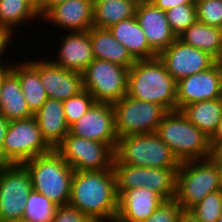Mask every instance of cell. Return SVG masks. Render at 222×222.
Returning <instances> with one entry per match:
<instances>
[{"label": "cell", "instance_id": "obj_1", "mask_svg": "<svg viewBox=\"0 0 222 222\" xmlns=\"http://www.w3.org/2000/svg\"><path fill=\"white\" fill-rule=\"evenodd\" d=\"M69 205L93 222L115 221L118 195L114 170L74 171Z\"/></svg>", "mask_w": 222, "mask_h": 222}, {"label": "cell", "instance_id": "obj_2", "mask_svg": "<svg viewBox=\"0 0 222 222\" xmlns=\"http://www.w3.org/2000/svg\"><path fill=\"white\" fill-rule=\"evenodd\" d=\"M176 80L160 59L136 60L129 68L127 96L176 111Z\"/></svg>", "mask_w": 222, "mask_h": 222}, {"label": "cell", "instance_id": "obj_3", "mask_svg": "<svg viewBox=\"0 0 222 222\" xmlns=\"http://www.w3.org/2000/svg\"><path fill=\"white\" fill-rule=\"evenodd\" d=\"M22 165L31 176L33 190L57 206L69 204L74 170L54 149Z\"/></svg>", "mask_w": 222, "mask_h": 222}, {"label": "cell", "instance_id": "obj_4", "mask_svg": "<svg viewBox=\"0 0 222 222\" xmlns=\"http://www.w3.org/2000/svg\"><path fill=\"white\" fill-rule=\"evenodd\" d=\"M156 134L180 162L213 156L210 138L189 122L181 111H169L158 125Z\"/></svg>", "mask_w": 222, "mask_h": 222}, {"label": "cell", "instance_id": "obj_5", "mask_svg": "<svg viewBox=\"0 0 222 222\" xmlns=\"http://www.w3.org/2000/svg\"><path fill=\"white\" fill-rule=\"evenodd\" d=\"M221 189V169L214 156L181 162L177 170L175 200L183 210H189L209 193Z\"/></svg>", "mask_w": 222, "mask_h": 222}, {"label": "cell", "instance_id": "obj_6", "mask_svg": "<svg viewBox=\"0 0 222 222\" xmlns=\"http://www.w3.org/2000/svg\"><path fill=\"white\" fill-rule=\"evenodd\" d=\"M114 164L138 167L179 168L181 162L156 133L119 137Z\"/></svg>", "mask_w": 222, "mask_h": 222}, {"label": "cell", "instance_id": "obj_7", "mask_svg": "<svg viewBox=\"0 0 222 222\" xmlns=\"http://www.w3.org/2000/svg\"><path fill=\"white\" fill-rule=\"evenodd\" d=\"M53 149L43 139L34 116L9 121L2 149V164H20Z\"/></svg>", "mask_w": 222, "mask_h": 222}, {"label": "cell", "instance_id": "obj_8", "mask_svg": "<svg viewBox=\"0 0 222 222\" xmlns=\"http://www.w3.org/2000/svg\"><path fill=\"white\" fill-rule=\"evenodd\" d=\"M115 148L68 133L54 150L74 171H102L113 169Z\"/></svg>", "mask_w": 222, "mask_h": 222}, {"label": "cell", "instance_id": "obj_9", "mask_svg": "<svg viewBox=\"0 0 222 222\" xmlns=\"http://www.w3.org/2000/svg\"><path fill=\"white\" fill-rule=\"evenodd\" d=\"M128 73L126 67L94 58L82 73L83 89L96 102L116 103L126 96Z\"/></svg>", "mask_w": 222, "mask_h": 222}, {"label": "cell", "instance_id": "obj_10", "mask_svg": "<svg viewBox=\"0 0 222 222\" xmlns=\"http://www.w3.org/2000/svg\"><path fill=\"white\" fill-rule=\"evenodd\" d=\"M115 113L117 137L156 133L168 111L161 105L140 101L130 96L112 104Z\"/></svg>", "mask_w": 222, "mask_h": 222}, {"label": "cell", "instance_id": "obj_11", "mask_svg": "<svg viewBox=\"0 0 222 222\" xmlns=\"http://www.w3.org/2000/svg\"><path fill=\"white\" fill-rule=\"evenodd\" d=\"M116 190L147 188L164 200L175 199L178 168L138 167L113 164Z\"/></svg>", "mask_w": 222, "mask_h": 222}, {"label": "cell", "instance_id": "obj_12", "mask_svg": "<svg viewBox=\"0 0 222 222\" xmlns=\"http://www.w3.org/2000/svg\"><path fill=\"white\" fill-rule=\"evenodd\" d=\"M32 190L31 176L23 165H0V222L21 219Z\"/></svg>", "mask_w": 222, "mask_h": 222}, {"label": "cell", "instance_id": "obj_13", "mask_svg": "<svg viewBox=\"0 0 222 222\" xmlns=\"http://www.w3.org/2000/svg\"><path fill=\"white\" fill-rule=\"evenodd\" d=\"M222 98V61L180 81L176 87V110L198 101Z\"/></svg>", "mask_w": 222, "mask_h": 222}, {"label": "cell", "instance_id": "obj_14", "mask_svg": "<svg viewBox=\"0 0 222 222\" xmlns=\"http://www.w3.org/2000/svg\"><path fill=\"white\" fill-rule=\"evenodd\" d=\"M157 57L176 82L207 70L217 62L210 54L185 44L178 38Z\"/></svg>", "mask_w": 222, "mask_h": 222}, {"label": "cell", "instance_id": "obj_15", "mask_svg": "<svg viewBox=\"0 0 222 222\" xmlns=\"http://www.w3.org/2000/svg\"><path fill=\"white\" fill-rule=\"evenodd\" d=\"M69 133L108 145H117L115 113L112 104L95 102L78 121L69 127Z\"/></svg>", "mask_w": 222, "mask_h": 222}, {"label": "cell", "instance_id": "obj_16", "mask_svg": "<svg viewBox=\"0 0 222 222\" xmlns=\"http://www.w3.org/2000/svg\"><path fill=\"white\" fill-rule=\"evenodd\" d=\"M135 17L146 35L149 46L159 54L176 39L168 24L166 12L157 8L150 0H139Z\"/></svg>", "mask_w": 222, "mask_h": 222}, {"label": "cell", "instance_id": "obj_17", "mask_svg": "<svg viewBox=\"0 0 222 222\" xmlns=\"http://www.w3.org/2000/svg\"><path fill=\"white\" fill-rule=\"evenodd\" d=\"M39 75L48 98L65 101L83 90L82 73L66 70L51 60H39Z\"/></svg>", "mask_w": 222, "mask_h": 222}, {"label": "cell", "instance_id": "obj_18", "mask_svg": "<svg viewBox=\"0 0 222 222\" xmlns=\"http://www.w3.org/2000/svg\"><path fill=\"white\" fill-rule=\"evenodd\" d=\"M93 11L92 0H67L53 5L41 19L68 32L88 31L93 27Z\"/></svg>", "mask_w": 222, "mask_h": 222}, {"label": "cell", "instance_id": "obj_19", "mask_svg": "<svg viewBox=\"0 0 222 222\" xmlns=\"http://www.w3.org/2000/svg\"><path fill=\"white\" fill-rule=\"evenodd\" d=\"M118 195L117 222H143L152 215L164 199L147 188L116 190Z\"/></svg>", "mask_w": 222, "mask_h": 222}, {"label": "cell", "instance_id": "obj_20", "mask_svg": "<svg viewBox=\"0 0 222 222\" xmlns=\"http://www.w3.org/2000/svg\"><path fill=\"white\" fill-rule=\"evenodd\" d=\"M63 37L57 59L51 62L66 70L83 73L94 59L88 31L69 32Z\"/></svg>", "mask_w": 222, "mask_h": 222}, {"label": "cell", "instance_id": "obj_21", "mask_svg": "<svg viewBox=\"0 0 222 222\" xmlns=\"http://www.w3.org/2000/svg\"><path fill=\"white\" fill-rule=\"evenodd\" d=\"M34 117L38 122L43 139L52 149H55L69 133L63 101L48 98Z\"/></svg>", "mask_w": 222, "mask_h": 222}, {"label": "cell", "instance_id": "obj_22", "mask_svg": "<svg viewBox=\"0 0 222 222\" xmlns=\"http://www.w3.org/2000/svg\"><path fill=\"white\" fill-rule=\"evenodd\" d=\"M109 31L135 60H150L158 54L149 46L146 35L135 16L110 26Z\"/></svg>", "mask_w": 222, "mask_h": 222}, {"label": "cell", "instance_id": "obj_23", "mask_svg": "<svg viewBox=\"0 0 222 222\" xmlns=\"http://www.w3.org/2000/svg\"><path fill=\"white\" fill-rule=\"evenodd\" d=\"M0 114L8 121L34 116L24 98L18 76L9 69L0 84Z\"/></svg>", "mask_w": 222, "mask_h": 222}, {"label": "cell", "instance_id": "obj_24", "mask_svg": "<svg viewBox=\"0 0 222 222\" xmlns=\"http://www.w3.org/2000/svg\"><path fill=\"white\" fill-rule=\"evenodd\" d=\"M88 33L95 59L109 61L128 69L135 63L136 60L127 48L115 39L109 29L93 26L88 30Z\"/></svg>", "mask_w": 222, "mask_h": 222}, {"label": "cell", "instance_id": "obj_25", "mask_svg": "<svg viewBox=\"0 0 222 222\" xmlns=\"http://www.w3.org/2000/svg\"><path fill=\"white\" fill-rule=\"evenodd\" d=\"M10 69L18 76L28 108L35 114L48 99L40 80L39 61L12 63Z\"/></svg>", "mask_w": 222, "mask_h": 222}, {"label": "cell", "instance_id": "obj_26", "mask_svg": "<svg viewBox=\"0 0 222 222\" xmlns=\"http://www.w3.org/2000/svg\"><path fill=\"white\" fill-rule=\"evenodd\" d=\"M37 18L41 19V15L35 0H0V31L11 38L19 31V25Z\"/></svg>", "mask_w": 222, "mask_h": 222}, {"label": "cell", "instance_id": "obj_27", "mask_svg": "<svg viewBox=\"0 0 222 222\" xmlns=\"http://www.w3.org/2000/svg\"><path fill=\"white\" fill-rule=\"evenodd\" d=\"M180 111L189 122L211 138L222 119V98L194 102Z\"/></svg>", "mask_w": 222, "mask_h": 222}, {"label": "cell", "instance_id": "obj_28", "mask_svg": "<svg viewBox=\"0 0 222 222\" xmlns=\"http://www.w3.org/2000/svg\"><path fill=\"white\" fill-rule=\"evenodd\" d=\"M178 39L210 54L217 61H222V42L219 28L196 21L179 35Z\"/></svg>", "mask_w": 222, "mask_h": 222}, {"label": "cell", "instance_id": "obj_29", "mask_svg": "<svg viewBox=\"0 0 222 222\" xmlns=\"http://www.w3.org/2000/svg\"><path fill=\"white\" fill-rule=\"evenodd\" d=\"M139 0H114L106 3H93V26L109 28L113 24L135 16Z\"/></svg>", "mask_w": 222, "mask_h": 222}, {"label": "cell", "instance_id": "obj_30", "mask_svg": "<svg viewBox=\"0 0 222 222\" xmlns=\"http://www.w3.org/2000/svg\"><path fill=\"white\" fill-rule=\"evenodd\" d=\"M56 207L49 198L32 190L26 200L23 218L33 222H51Z\"/></svg>", "mask_w": 222, "mask_h": 222}, {"label": "cell", "instance_id": "obj_31", "mask_svg": "<svg viewBox=\"0 0 222 222\" xmlns=\"http://www.w3.org/2000/svg\"><path fill=\"white\" fill-rule=\"evenodd\" d=\"M165 12L168 24L177 38L197 21L195 4L175 6Z\"/></svg>", "mask_w": 222, "mask_h": 222}, {"label": "cell", "instance_id": "obj_32", "mask_svg": "<svg viewBox=\"0 0 222 222\" xmlns=\"http://www.w3.org/2000/svg\"><path fill=\"white\" fill-rule=\"evenodd\" d=\"M222 189L206 195L200 202L189 210L200 222H217L221 217Z\"/></svg>", "mask_w": 222, "mask_h": 222}, {"label": "cell", "instance_id": "obj_33", "mask_svg": "<svg viewBox=\"0 0 222 222\" xmlns=\"http://www.w3.org/2000/svg\"><path fill=\"white\" fill-rule=\"evenodd\" d=\"M95 102L93 96L85 89L63 101V110L68 126L70 127L78 121Z\"/></svg>", "mask_w": 222, "mask_h": 222}, {"label": "cell", "instance_id": "obj_34", "mask_svg": "<svg viewBox=\"0 0 222 222\" xmlns=\"http://www.w3.org/2000/svg\"><path fill=\"white\" fill-rule=\"evenodd\" d=\"M197 21L213 27L222 24V0H197Z\"/></svg>", "mask_w": 222, "mask_h": 222}, {"label": "cell", "instance_id": "obj_35", "mask_svg": "<svg viewBox=\"0 0 222 222\" xmlns=\"http://www.w3.org/2000/svg\"><path fill=\"white\" fill-rule=\"evenodd\" d=\"M183 208L175 200H164L156 211L143 222H177Z\"/></svg>", "mask_w": 222, "mask_h": 222}, {"label": "cell", "instance_id": "obj_36", "mask_svg": "<svg viewBox=\"0 0 222 222\" xmlns=\"http://www.w3.org/2000/svg\"><path fill=\"white\" fill-rule=\"evenodd\" d=\"M51 222H92L77 208L67 205L57 206Z\"/></svg>", "mask_w": 222, "mask_h": 222}, {"label": "cell", "instance_id": "obj_37", "mask_svg": "<svg viewBox=\"0 0 222 222\" xmlns=\"http://www.w3.org/2000/svg\"><path fill=\"white\" fill-rule=\"evenodd\" d=\"M153 4L161 9L168 10L175 6L184 5V4H195L197 0H150Z\"/></svg>", "mask_w": 222, "mask_h": 222}, {"label": "cell", "instance_id": "obj_38", "mask_svg": "<svg viewBox=\"0 0 222 222\" xmlns=\"http://www.w3.org/2000/svg\"><path fill=\"white\" fill-rule=\"evenodd\" d=\"M210 146L213 153H215L222 146V119L219 122L216 132L210 138Z\"/></svg>", "mask_w": 222, "mask_h": 222}, {"label": "cell", "instance_id": "obj_39", "mask_svg": "<svg viewBox=\"0 0 222 222\" xmlns=\"http://www.w3.org/2000/svg\"><path fill=\"white\" fill-rule=\"evenodd\" d=\"M9 121L0 114V165H2V149Z\"/></svg>", "mask_w": 222, "mask_h": 222}, {"label": "cell", "instance_id": "obj_40", "mask_svg": "<svg viewBox=\"0 0 222 222\" xmlns=\"http://www.w3.org/2000/svg\"><path fill=\"white\" fill-rule=\"evenodd\" d=\"M67 0H39L37 7L41 17L53 6Z\"/></svg>", "mask_w": 222, "mask_h": 222}, {"label": "cell", "instance_id": "obj_41", "mask_svg": "<svg viewBox=\"0 0 222 222\" xmlns=\"http://www.w3.org/2000/svg\"><path fill=\"white\" fill-rule=\"evenodd\" d=\"M11 38L7 33L0 31V65L4 64V61H2V55L3 53H6L5 51L8 50L7 46H10V41H12Z\"/></svg>", "mask_w": 222, "mask_h": 222}, {"label": "cell", "instance_id": "obj_42", "mask_svg": "<svg viewBox=\"0 0 222 222\" xmlns=\"http://www.w3.org/2000/svg\"><path fill=\"white\" fill-rule=\"evenodd\" d=\"M177 222H200L190 210H182Z\"/></svg>", "mask_w": 222, "mask_h": 222}, {"label": "cell", "instance_id": "obj_43", "mask_svg": "<svg viewBox=\"0 0 222 222\" xmlns=\"http://www.w3.org/2000/svg\"><path fill=\"white\" fill-rule=\"evenodd\" d=\"M11 68V64H1L0 65V84H1V81L4 77V74Z\"/></svg>", "mask_w": 222, "mask_h": 222}, {"label": "cell", "instance_id": "obj_44", "mask_svg": "<svg viewBox=\"0 0 222 222\" xmlns=\"http://www.w3.org/2000/svg\"><path fill=\"white\" fill-rule=\"evenodd\" d=\"M213 156L216 159H222V146L215 153H213Z\"/></svg>", "mask_w": 222, "mask_h": 222}, {"label": "cell", "instance_id": "obj_45", "mask_svg": "<svg viewBox=\"0 0 222 222\" xmlns=\"http://www.w3.org/2000/svg\"><path fill=\"white\" fill-rule=\"evenodd\" d=\"M108 1H114V0H92L93 3H106Z\"/></svg>", "mask_w": 222, "mask_h": 222}, {"label": "cell", "instance_id": "obj_46", "mask_svg": "<svg viewBox=\"0 0 222 222\" xmlns=\"http://www.w3.org/2000/svg\"><path fill=\"white\" fill-rule=\"evenodd\" d=\"M13 222H33V221H31L29 219H25V218L22 217L21 219H19L17 221H13Z\"/></svg>", "mask_w": 222, "mask_h": 222}, {"label": "cell", "instance_id": "obj_47", "mask_svg": "<svg viewBox=\"0 0 222 222\" xmlns=\"http://www.w3.org/2000/svg\"><path fill=\"white\" fill-rule=\"evenodd\" d=\"M219 163L220 169H221V177H222V159H216Z\"/></svg>", "mask_w": 222, "mask_h": 222}, {"label": "cell", "instance_id": "obj_48", "mask_svg": "<svg viewBox=\"0 0 222 222\" xmlns=\"http://www.w3.org/2000/svg\"><path fill=\"white\" fill-rule=\"evenodd\" d=\"M218 28H219L220 38H221V42H222V24Z\"/></svg>", "mask_w": 222, "mask_h": 222}, {"label": "cell", "instance_id": "obj_49", "mask_svg": "<svg viewBox=\"0 0 222 222\" xmlns=\"http://www.w3.org/2000/svg\"><path fill=\"white\" fill-rule=\"evenodd\" d=\"M221 217L217 220V222H222V207L220 209Z\"/></svg>", "mask_w": 222, "mask_h": 222}]
</instances>
